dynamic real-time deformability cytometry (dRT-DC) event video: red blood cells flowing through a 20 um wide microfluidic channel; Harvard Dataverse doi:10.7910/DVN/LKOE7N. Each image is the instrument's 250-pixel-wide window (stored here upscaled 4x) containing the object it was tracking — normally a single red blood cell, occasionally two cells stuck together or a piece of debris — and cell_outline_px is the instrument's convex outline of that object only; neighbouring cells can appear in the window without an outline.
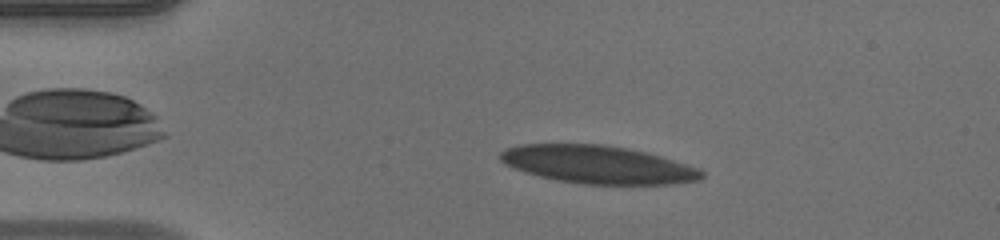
{"species": "human", "species_latin": "Homo sapiens", "temperature_condition": "warm", "stored_images_in_passage": 50, "camera_frame_rate_fps": 3000, "um_per_image_px": 0.085, "donor": {"sex": "male"}, "frame": {"image": 1, "passage_image": 9, "time_ms": 2.667, "image_size_px": [1000, 240], "cell_outline_px": [[704, 176], [700, 180], [672, 184], [580, 184], [556, 180], [524, 172], [504, 164], [500, 160], [500, 152], [504, 148], [520, 144], [604, 144], [628, 148], [660, 156], [700, 168], [704, 172]], "centroid_in_image_um": [50.8, 13.99], "position_along_channel_um": 34.2, "area_um2": 44.68}}
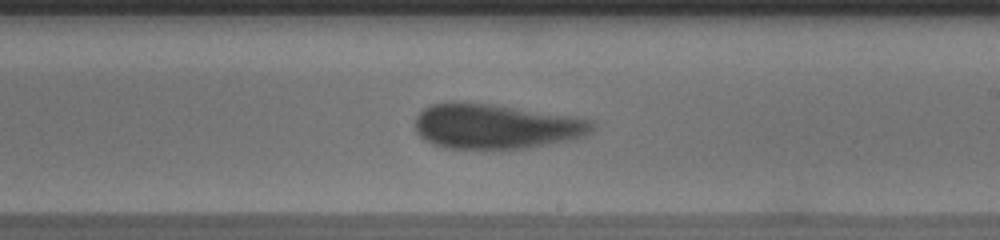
{"frame": {"image": 2, "passage_image": 29, "time_ms": 9.333, "image_size_px": [1000, 240], "cell_outline_px": [[596, 124], [592, 132], [580, 136], [564, 140], [524, 148], [448, 148], [432, 144], [420, 136], [416, 132], [416, 116], [424, 108], [432, 104], [452, 100], [456, 100], [488, 104], [592, 120]], "centroid_in_image_um": [42.05, 10.72], "position_along_channel_um": 247.0, "area_um2": 45.55}}
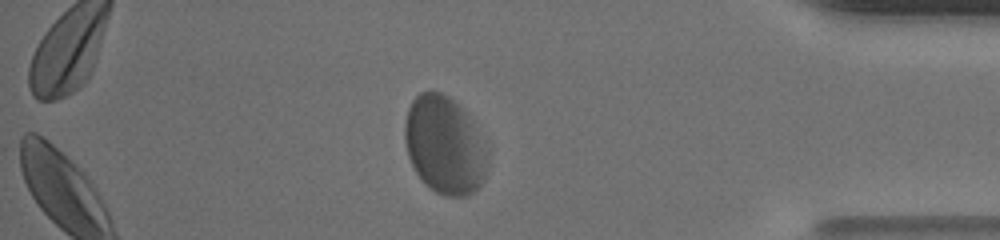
{"frame": {"image": 3, "passage_image": 43, "time_ms": 14.0, "image_size_px": [1000, 240], "cell_outline_px": [[488, 168], [484, 180], [468, 196], [444, 196], [436, 192], [416, 172], [408, 156], [404, 140], [404, 124], [408, 108], [412, 100], [420, 92], [440, 92], [448, 96], [460, 104], [468, 116], [488, 148]], "centroid_in_image_um": [37.8, 12.33], "position_along_channel_um": 397.4, "area_um2": 47.28}, "authors_computed_cell_mechanics": {"area_um2": 46.3267, "velocity_mm_per_s": 3.8919, "shape_relaxation_time_tau1_ms": 7.9211, "shape_relaxation_time_tau2_ms": 1.3354, "deformation_change_tau1": 0.1816, "deformation_change_tau2": 0.0898}}